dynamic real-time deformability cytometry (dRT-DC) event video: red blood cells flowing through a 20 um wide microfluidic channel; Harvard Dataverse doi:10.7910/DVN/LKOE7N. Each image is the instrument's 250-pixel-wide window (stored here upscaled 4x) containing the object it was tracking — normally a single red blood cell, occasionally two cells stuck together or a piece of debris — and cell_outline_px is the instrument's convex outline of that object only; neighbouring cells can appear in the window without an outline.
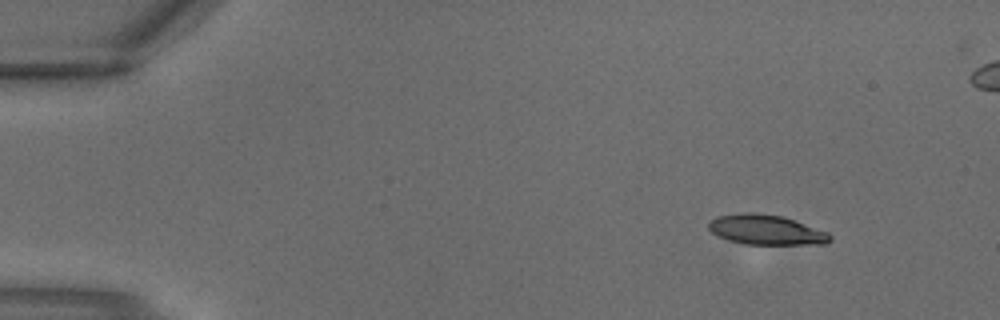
{"species": "common noctule bat (a hibernating species)", "species_latin": "Nyctalus noctula", "temperature_condition": "warm", "stored_images_in_passage": 4, "segment_of_instrument_passage": [2, 2], "camera_frame_rate_fps": 3000, "um_per_image_px": 0.085, "animal": {"sex": "male", "body_mass_g": 18.8}, "frame": {"image": 1, "passage_image": 4, "time_ms": 1.0, "image_size_px": [1000, 320], "cell_outline_px": [[832, 240], [824, 244], [744, 244], [728, 240], [716, 236], [708, 228], [708, 224], [716, 216], [740, 212], [752, 212], [784, 216], [828, 232], [832, 236]], "centroid_in_image_um": [65.11, 19.53], "position_along_channel_um": 19.9, "area_um2": 21.39}}